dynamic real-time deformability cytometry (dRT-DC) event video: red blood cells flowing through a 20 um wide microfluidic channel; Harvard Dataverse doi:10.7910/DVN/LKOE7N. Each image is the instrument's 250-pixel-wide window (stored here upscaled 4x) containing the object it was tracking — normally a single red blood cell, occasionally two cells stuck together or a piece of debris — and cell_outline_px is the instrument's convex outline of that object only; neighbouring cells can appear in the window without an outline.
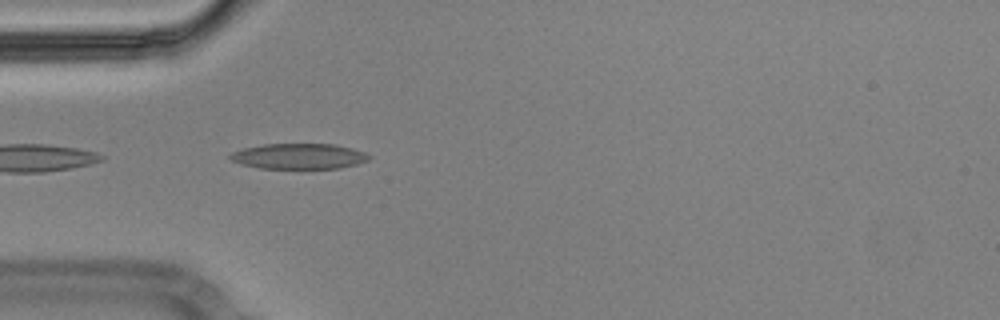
{"species": "Egyptian fruit bat (a non-hibernating species)", "species_latin": "Rousettus aegyptiacus", "temperature_condition": "cold", "stored_images_in_passage": 9, "camera_frame_rate_fps": 3000, "um_per_image_px": 0.085, "animal": {"sex": "male"}, "frame": {"image": 1, "passage_image": 2, "time_ms": 0.333, "image_size_px": [1000, 320], "cell_outline_px": [[372, 156], [368, 160], [356, 164], [340, 168], [260, 168], [240, 164], [232, 160], [228, 156], [232, 152], [244, 148], [264, 144], [336, 144], [352, 148], [364, 152]], "centroid_in_image_um": [25.42, 13.27], "position_along_channel_um": 59.6, "area_um2": 20.58}}